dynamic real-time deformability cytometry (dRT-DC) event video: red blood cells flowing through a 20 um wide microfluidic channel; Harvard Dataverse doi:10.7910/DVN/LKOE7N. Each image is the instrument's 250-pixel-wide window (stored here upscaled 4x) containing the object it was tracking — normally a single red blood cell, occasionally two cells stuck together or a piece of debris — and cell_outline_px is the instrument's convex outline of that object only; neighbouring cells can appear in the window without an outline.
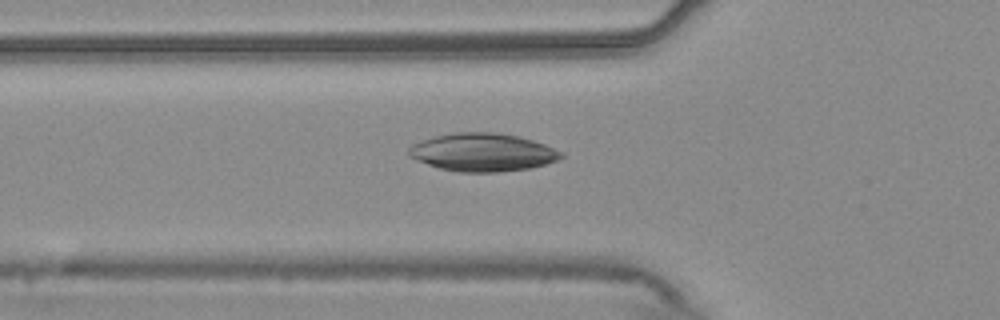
{"species": "common noctule bat (a hibernating species)", "species_latin": "Nyctalus noctula", "temperature_condition": "warm", "stored_images_in_passage": 49, "camera_frame_rate_fps": 3000, "um_per_image_px": 0.085, "animal": {"sex": "male", "body_mass_g": 20.4}, "frame": {"image": 1, "passage_image": 18, "time_ms": 5.667, "image_size_px": [1000, 320], "cell_outline_px": [[564, 156], [556, 160], [532, 168], [496, 172], [460, 172], [440, 168], [416, 160], [408, 156], [408, 148], [412, 144], [436, 136], [452, 132], [492, 132], [520, 136], [544, 144], [564, 152]], "centroid_in_image_um": [41.03, 12.94], "position_along_channel_um": 84.8, "area_um2": 33.76}}
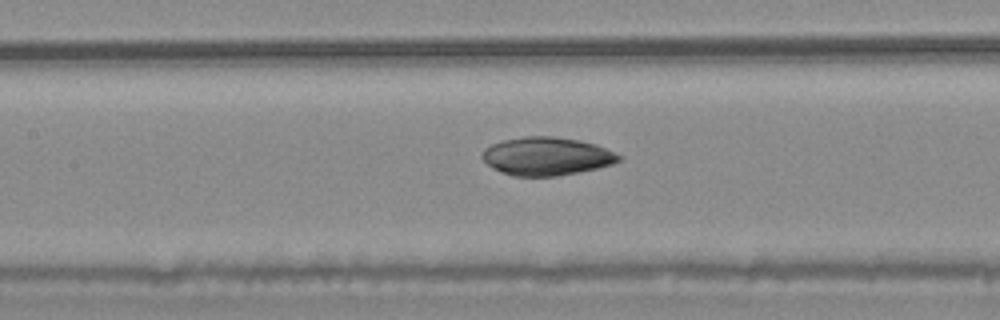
{"frame": {"image": 2, "passage_image": 24, "time_ms": 7.667, "image_size_px": [1000, 320], "cell_outline_px": [[624, 156], [620, 160], [612, 164], [596, 168], [556, 176], [512, 176], [500, 172], [492, 168], [480, 156], [484, 148], [492, 144], [504, 140], [524, 136], [552, 136], [580, 140], [596, 144]], "centroid_in_image_um": [46.45, 13.27], "position_along_channel_um": 161.0, "area_um2": 30.46}}
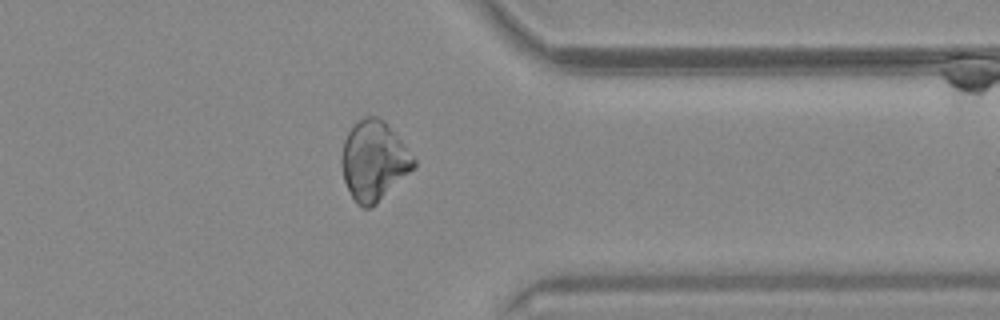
{"frame": {"image": 3, "passage_image": 42, "time_ms": 13.667, "image_size_px": [1000, 320], "cell_outline_px": [[416, 168], [372, 208], [364, 208], [356, 204], [344, 180], [340, 164], [340, 160], [344, 140], [348, 132], [356, 120], [364, 116], [376, 116], [384, 120], [416, 160]], "centroid_in_image_um": [31.77, 13.68], "position_along_channel_um": 379.6, "area_um2": 33.7}}